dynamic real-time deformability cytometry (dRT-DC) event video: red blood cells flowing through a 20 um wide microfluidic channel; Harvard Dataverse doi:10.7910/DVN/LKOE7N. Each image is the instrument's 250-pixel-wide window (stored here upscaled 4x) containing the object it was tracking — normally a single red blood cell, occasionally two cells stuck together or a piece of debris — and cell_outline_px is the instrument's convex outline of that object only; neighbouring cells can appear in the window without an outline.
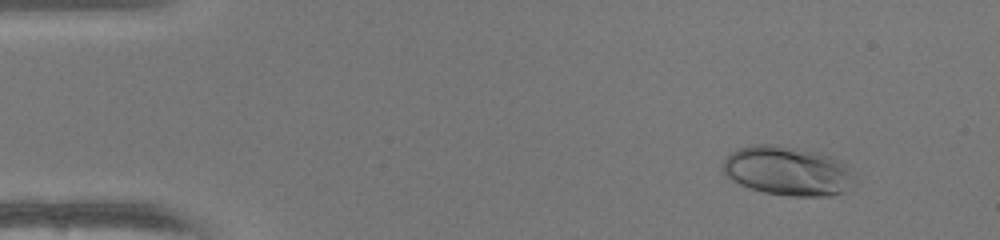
{"species": "human", "species_latin": "Homo sapiens", "temperature_condition": "warm", "stored_images_in_passage": 49, "camera_frame_rate_fps": 3000, "um_per_image_px": 0.085, "donor": {"sex": "female"}, "frame": {"image": 1, "passage_image": 5, "time_ms": 1.333, "image_size_px": [1000, 240], "cell_outline_px": [[856, 184], [844, 192], [832, 196], [788, 196], [764, 192], [748, 188], [724, 176], [720, 168], [724, 160], [736, 148], [756, 144], [776, 144], [816, 152], [832, 156], [848, 164], [856, 180]], "centroid_in_image_um": [66.97, 14.53], "position_along_channel_um": 18.0, "area_um2": 38.55}}
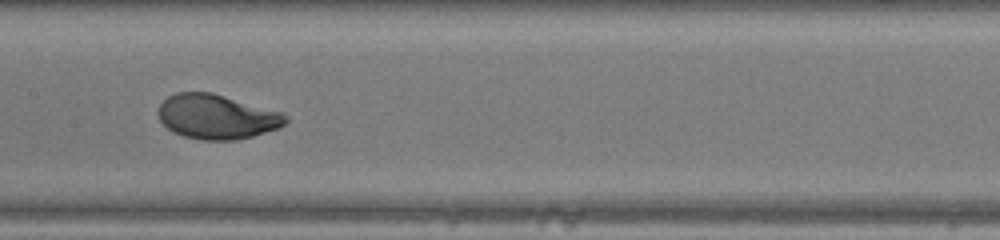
{"frame": {"image": 2, "passage_image": 25, "time_ms": 8.0, "image_size_px": [1000, 240], "cell_outline_px": [[288, 120], [284, 124], [276, 128], [252, 136], [236, 140], [200, 140], [184, 136], [172, 132], [160, 120], [156, 112], [160, 104], [168, 96], [176, 92], [212, 92], [284, 112], [288, 116]], "centroid_in_image_um": [18.41, 9.91], "position_along_channel_um": 189.0, "area_um2": 33.29}}
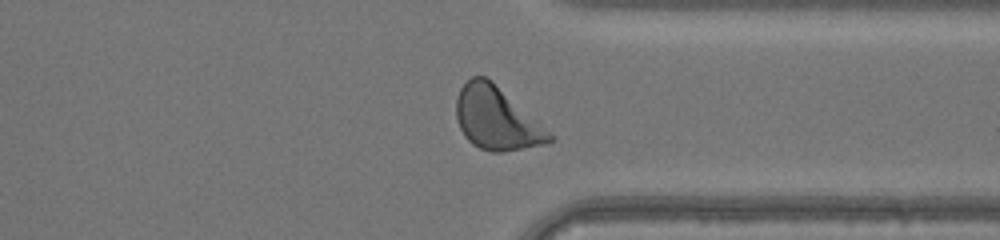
{"frame": {"image": 3, "passage_image": 38, "time_ms": 12.333, "image_size_px": [1000, 240], "cell_outline_px": [[552, 140], [544, 144], [504, 152], [492, 152], [480, 148], [472, 144], [464, 136], [460, 128], [456, 116], [456, 100], [460, 88], [472, 76], [484, 76], [492, 80], [536, 120], [552, 136]], "centroid_in_image_um": [42.15, 10.07], "position_along_channel_um": 369.3, "area_um2": 33.52}, "authors_computed_cell_mechanics": {"area_um2": 33.1194, "velocity_mm_per_s": 4.1815, "shape_relaxation_time_tau1_ms": 2.618, "shape_relaxation_time_tau2_ms": null, "deformation_change_tau1": 0.1832, "deformation_change_tau2": null}}